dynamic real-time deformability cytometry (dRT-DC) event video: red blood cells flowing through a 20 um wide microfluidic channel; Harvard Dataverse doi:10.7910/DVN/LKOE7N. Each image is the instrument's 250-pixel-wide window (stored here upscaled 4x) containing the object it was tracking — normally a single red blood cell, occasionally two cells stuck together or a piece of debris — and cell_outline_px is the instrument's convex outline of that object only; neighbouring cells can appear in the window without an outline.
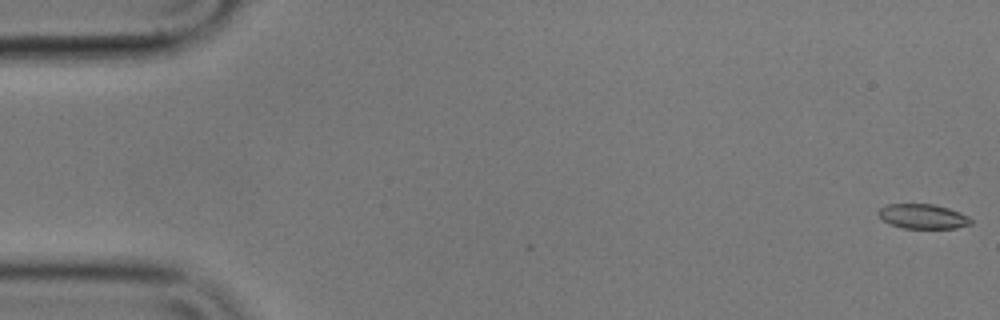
{"species": "common noctule bat (a hibernating species)", "species_latin": "Nyctalus noctula", "temperature_condition": "cold", "stored_images_in_passage": 5, "camera_frame_rate_fps": 3000, "um_per_image_px": 0.085, "animal": {"sex": "male", "body_mass_g": 17.9}, "frame": {"image": 1, "passage_image": 1, "time_ms": 0.0, "image_size_px": [1000, 320], "cell_outline_px": [[972, 224], [956, 228], [904, 228], [888, 224], [876, 212], [880, 208], [888, 204], [932, 204], [948, 208], [960, 212], [968, 216], [972, 220]], "centroid_in_image_um": [78.45, 18.39], "position_along_channel_um": 6.6, "area_um2": 13.29}}